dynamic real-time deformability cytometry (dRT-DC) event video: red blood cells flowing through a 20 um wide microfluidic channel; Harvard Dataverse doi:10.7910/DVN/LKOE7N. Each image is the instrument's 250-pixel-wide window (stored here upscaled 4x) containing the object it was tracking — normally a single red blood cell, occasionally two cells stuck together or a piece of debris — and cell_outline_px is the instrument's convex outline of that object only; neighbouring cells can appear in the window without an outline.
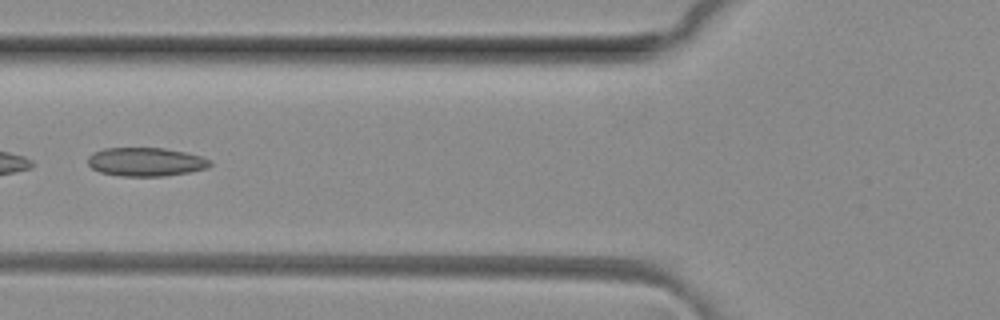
{"species": "common noctule bat (a hibernating species)", "species_latin": "Nyctalus noctula", "temperature_condition": "room temperature", "stored_images_in_passage": 6, "camera_frame_rate_fps": 3000, "um_per_image_px": 0.085, "animal": {"sex": "female", "body_mass_g": 29.2, "forearm_length_mm": 56.3}, "frame": {"image": 1, "passage_image": 5, "time_ms": 1.333, "image_size_px": [1000, 320], "cell_outline_px": [[212, 164], [208, 168], [188, 172], [164, 176], [120, 176], [100, 172], [92, 168], [88, 164], [88, 156], [92, 152], [104, 148], [164, 148], [184, 152], [200, 156], [212, 160]], "centroid_in_image_um": [12.38, 13.76], "position_along_channel_um": 113.4, "area_um2": 20.46}}
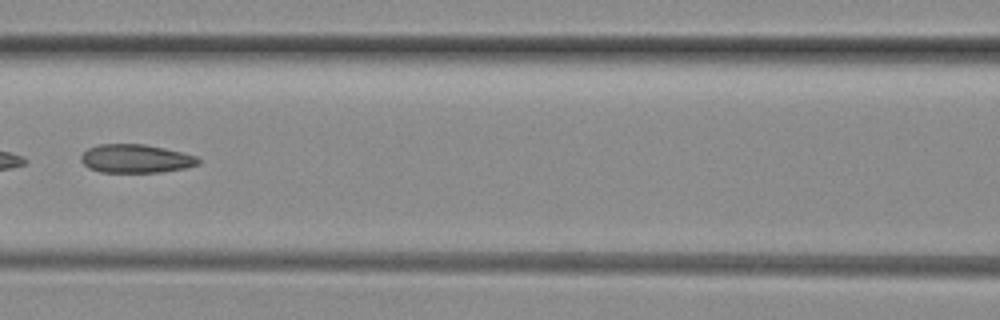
{"frame": {"image": 2, "passage_image": 6, "time_ms": 1.667, "image_size_px": [1000, 320], "cell_outline_px": [[200, 164], [184, 168], [160, 172], [100, 172], [88, 168], [80, 160], [80, 156], [88, 148], [100, 144], [144, 144], [164, 148], [196, 156], [200, 160]], "centroid_in_image_um": [11.52, 13.48], "position_along_channel_um": 155.1, "area_um2": 19.42}}